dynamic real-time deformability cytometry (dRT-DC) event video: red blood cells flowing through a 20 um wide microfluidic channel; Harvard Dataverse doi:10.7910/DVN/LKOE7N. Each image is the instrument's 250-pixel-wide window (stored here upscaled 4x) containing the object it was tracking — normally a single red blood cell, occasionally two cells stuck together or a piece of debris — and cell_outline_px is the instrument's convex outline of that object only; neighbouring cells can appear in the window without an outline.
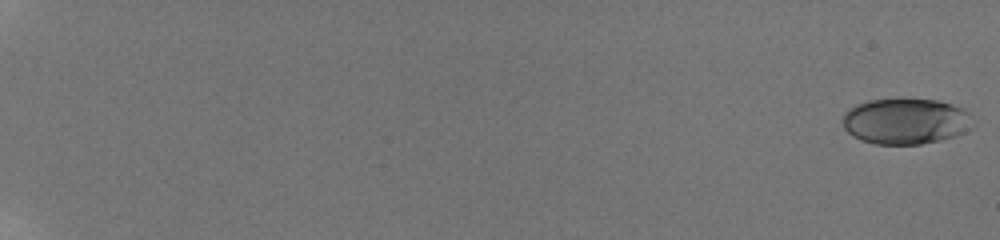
{"species": "human", "species_latin": "Homo sapiens", "temperature_condition": "room temperature", "stored_images_in_passage": 42, "camera_frame_rate_fps": 3000, "um_per_image_px": 0.085, "donor": {"sex": "male"}, "frame": {"image": 1, "passage_image": 1, "time_ms": 0.0, "image_size_px": [1000, 240], "cell_outline_px": [[968, 112], [964, 132], [956, 136], [940, 140], [920, 144], [876, 144], [860, 140], [852, 136], [844, 128], [844, 112], [856, 104], [868, 100], [900, 96], [936, 100], [952, 104]], "centroid_in_image_um": [76.87, 10.26], "position_along_channel_um": 8.1, "area_um2": 34.91}}
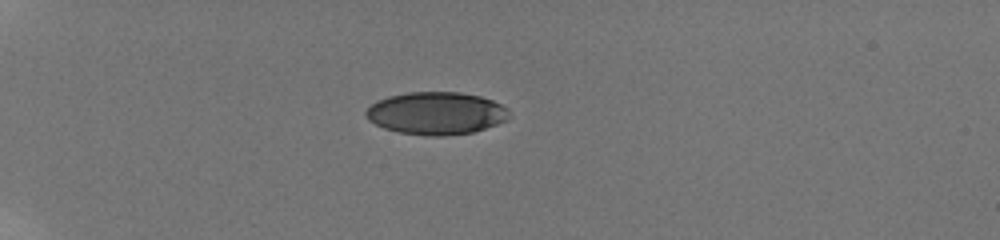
{"frame": {"image": 2, "passage_image": 35, "time_ms": 6.333, "image_size_px": [1000, 240], "cell_outline_px": [[512, 116], [496, 124], [472, 132], [444, 136], [428, 136], [400, 132], [384, 128], [368, 120], [364, 116], [364, 112], [376, 100], [388, 96], [408, 92], [460, 92], [480, 96], [492, 100], [508, 108]], "centroid_in_image_um": [37.06, 9.62], "position_along_channel_um": 47.9, "area_um2": 35.6}}